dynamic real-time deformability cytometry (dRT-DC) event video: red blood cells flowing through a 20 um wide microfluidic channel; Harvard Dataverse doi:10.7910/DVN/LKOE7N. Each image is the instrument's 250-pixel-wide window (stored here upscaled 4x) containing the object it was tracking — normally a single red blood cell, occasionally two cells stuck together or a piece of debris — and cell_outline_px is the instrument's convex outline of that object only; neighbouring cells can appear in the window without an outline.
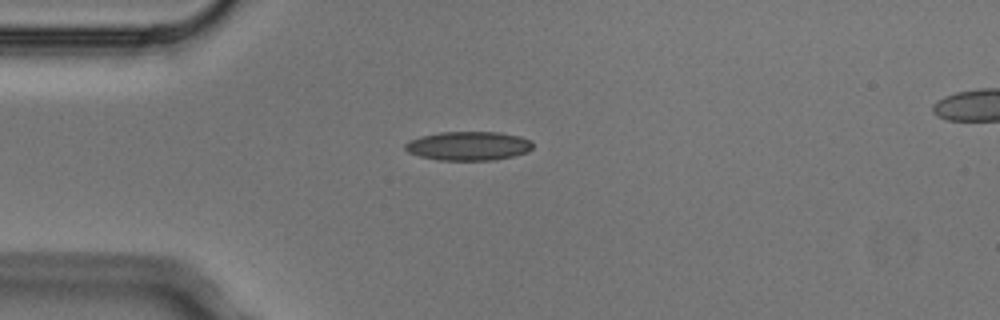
{"species": "Egyptian fruit bat (a non-hibernating species)", "species_latin": "Rousettus aegyptiacus", "temperature_condition": "cold", "stored_images_in_passage": 4, "camera_frame_rate_fps": 3000, "um_per_image_px": 0.085, "animal": {"sex": "male"}, "frame": {"image": 1, "passage_image": 4, "time_ms": 1.0, "image_size_px": [1000, 320], "cell_outline_px": [[532, 148], [528, 152], [512, 156], [492, 160], [440, 160], [420, 156], [408, 152], [404, 148], [404, 144], [408, 140], [440, 132], [500, 132], [520, 136], [532, 140]], "centroid_in_image_um": [39.83, 12.4], "position_along_channel_um": 45.2, "area_um2": 21.5}}